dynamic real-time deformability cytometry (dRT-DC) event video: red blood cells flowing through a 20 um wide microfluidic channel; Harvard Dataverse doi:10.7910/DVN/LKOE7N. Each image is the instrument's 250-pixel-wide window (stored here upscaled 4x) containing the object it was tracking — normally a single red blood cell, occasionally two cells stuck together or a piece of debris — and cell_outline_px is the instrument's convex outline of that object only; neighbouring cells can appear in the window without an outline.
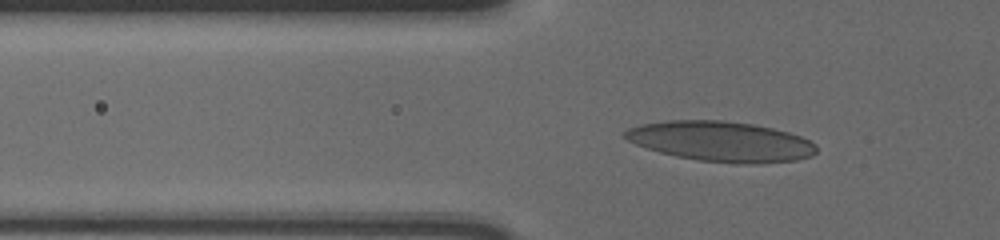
{"species": "human", "species_latin": "Homo sapiens", "temperature_condition": "cold", "stored_images_in_passage": 43, "camera_frame_rate_fps": 3000, "um_per_image_px": 0.085, "donor": {"sex": "male"}, "frame": {"image": 1, "passage_image": 8, "time_ms": 2.333, "image_size_px": [1000, 240], "cell_outline_px": [[816, 152], [812, 156], [796, 160], [756, 164], [736, 164], [700, 160], [676, 156], [660, 152], [636, 144], [620, 136], [628, 128], [640, 124], [664, 120], [724, 120], [752, 124], [772, 128], [788, 132], [800, 136], [816, 144]], "centroid_in_image_um": [61.27, 12.02], "position_along_channel_um": 64.5, "area_um2": 44.97}}
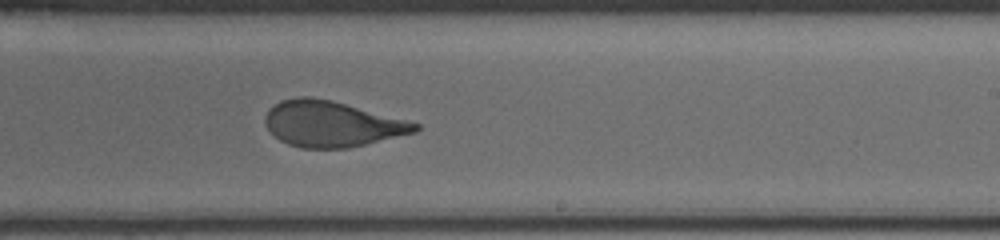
{"frame": {"image": 2, "passage_image": 25, "time_ms": 8.0, "image_size_px": [1000, 240], "cell_outline_px": [[420, 128], [416, 132], [348, 148], [300, 148], [288, 144], [280, 140], [268, 128], [264, 120], [268, 112], [280, 100], [296, 96], [312, 96], [332, 100], [420, 124]], "centroid_in_image_um": [28.19, 10.53], "position_along_channel_um": 260.8, "area_um2": 39.59}}
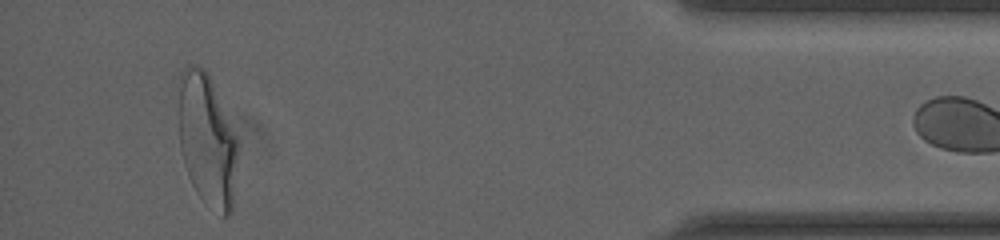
{"frame": {"image": 3, "passage_image": 42, "time_ms": 13.667, "image_size_px": [1000, 240], "cell_outline_px": [[236, 152], [232, 212], [228, 216], [224, 216], [200, 196], [196, 192], [188, 176], [184, 164], [180, 148], [180, 72], [188, 64], [192, 64], [204, 68], [208, 72], [236, 136]], "centroid_in_image_um": [17.58, 11.86], "position_along_channel_um": 417.6, "area_um2": 44.51}}